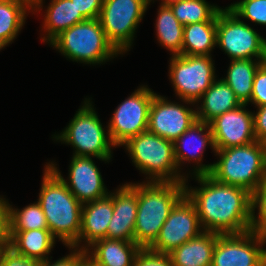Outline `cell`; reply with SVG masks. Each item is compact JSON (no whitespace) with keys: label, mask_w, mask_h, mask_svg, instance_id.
I'll return each instance as SVG.
<instances>
[{"label":"cell","mask_w":266,"mask_h":266,"mask_svg":"<svg viewBox=\"0 0 266 266\" xmlns=\"http://www.w3.org/2000/svg\"><path fill=\"white\" fill-rule=\"evenodd\" d=\"M196 104L197 120L208 124L219 115L242 105L233 90L221 78L212 83Z\"/></svg>","instance_id":"obj_21"},{"label":"cell","mask_w":266,"mask_h":266,"mask_svg":"<svg viewBox=\"0 0 266 266\" xmlns=\"http://www.w3.org/2000/svg\"><path fill=\"white\" fill-rule=\"evenodd\" d=\"M250 103L255 107L266 105V62L258 68L254 76Z\"/></svg>","instance_id":"obj_34"},{"label":"cell","mask_w":266,"mask_h":266,"mask_svg":"<svg viewBox=\"0 0 266 266\" xmlns=\"http://www.w3.org/2000/svg\"><path fill=\"white\" fill-rule=\"evenodd\" d=\"M261 266H266V254H265L264 257H263V260H262Z\"/></svg>","instance_id":"obj_45"},{"label":"cell","mask_w":266,"mask_h":266,"mask_svg":"<svg viewBox=\"0 0 266 266\" xmlns=\"http://www.w3.org/2000/svg\"><path fill=\"white\" fill-rule=\"evenodd\" d=\"M253 124L256 140L263 142L266 139V105L257 107V112H253Z\"/></svg>","instance_id":"obj_38"},{"label":"cell","mask_w":266,"mask_h":266,"mask_svg":"<svg viewBox=\"0 0 266 266\" xmlns=\"http://www.w3.org/2000/svg\"><path fill=\"white\" fill-rule=\"evenodd\" d=\"M137 217V183H127L113 191V216L107 238L134 242Z\"/></svg>","instance_id":"obj_18"},{"label":"cell","mask_w":266,"mask_h":266,"mask_svg":"<svg viewBox=\"0 0 266 266\" xmlns=\"http://www.w3.org/2000/svg\"><path fill=\"white\" fill-rule=\"evenodd\" d=\"M30 12L32 0H0V39L7 46L16 39Z\"/></svg>","instance_id":"obj_27"},{"label":"cell","mask_w":266,"mask_h":266,"mask_svg":"<svg viewBox=\"0 0 266 266\" xmlns=\"http://www.w3.org/2000/svg\"><path fill=\"white\" fill-rule=\"evenodd\" d=\"M9 230L48 229L44 212L38 202L31 203L22 209L9 204Z\"/></svg>","instance_id":"obj_30"},{"label":"cell","mask_w":266,"mask_h":266,"mask_svg":"<svg viewBox=\"0 0 266 266\" xmlns=\"http://www.w3.org/2000/svg\"><path fill=\"white\" fill-rule=\"evenodd\" d=\"M7 45L0 39V51L4 49Z\"/></svg>","instance_id":"obj_44"},{"label":"cell","mask_w":266,"mask_h":266,"mask_svg":"<svg viewBox=\"0 0 266 266\" xmlns=\"http://www.w3.org/2000/svg\"><path fill=\"white\" fill-rule=\"evenodd\" d=\"M38 197L48 229L66 247L79 249L82 204L62 179L45 165Z\"/></svg>","instance_id":"obj_2"},{"label":"cell","mask_w":266,"mask_h":266,"mask_svg":"<svg viewBox=\"0 0 266 266\" xmlns=\"http://www.w3.org/2000/svg\"><path fill=\"white\" fill-rule=\"evenodd\" d=\"M49 45L73 62L90 65L103 64L120 54L108 41L98 18L62 31Z\"/></svg>","instance_id":"obj_7"},{"label":"cell","mask_w":266,"mask_h":266,"mask_svg":"<svg viewBox=\"0 0 266 266\" xmlns=\"http://www.w3.org/2000/svg\"><path fill=\"white\" fill-rule=\"evenodd\" d=\"M44 13L42 28L45 34L41 39L48 44L62 31L86 20L71 0H51Z\"/></svg>","instance_id":"obj_24"},{"label":"cell","mask_w":266,"mask_h":266,"mask_svg":"<svg viewBox=\"0 0 266 266\" xmlns=\"http://www.w3.org/2000/svg\"><path fill=\"white\" fill-rule=\"evenodd\" d=\"M217 21L187 24L183 28L182 55L211 56L216 47Z\"/></svg>","instance_id":"obj_26"},{"label":"cell","mask_w":266,"mask_h":266,"mask_svg":"<svg viewBox=\"0 0 266 266\" xmlns=\"http://www.w3.org/2000/svg\"><path fill=\"white\" fill-rule=\"evenodd\" d=\"M185 195L184 182L137 183V217L134 242L149 248L176 203Z\"/></svg>","instance_id":"obj_3"},{"label":"cell","mask_w":266,"mask_h":266,"mask_svg":"<svg viewBox=\"0 0 266 266\" xmlns=\"http://www.w3.org/2000/svg\"><path fill=\"white\" fill-rule=\"evenodd\" d=\"M140 249L135 242L103 238L95 241L85 252L93 266H133Z\"/></svg>","instance_id":"obj_20"},{"label":"cell","mask_w":266,"mask_h":266,"mask_svg":"<svg viewBox=\"0 0 266 266\" xmlns=\"http://www.w3.org/2000/svg\"><path fill=\"white\" fill-rule=\"evenodd\" d=\"M8 245H9V242H0V264H1L3 252L5 251Z\"/></svg>","instance_id":"obj_41"},{"label":"cell","mask_w":266,"mask_h":266,"mask_svg":"<svg viewBox=\"0 0 266 266\" xmlns=\"http://www.w3.org/2000/svg\"><path fill=\"white\" fill-rule=\"evenodd\" d=\"M148 6L145 0H104L98 19L108 41L120 54L130 50Z\"/></svg>","instance_id":"obj_10"},{"label":"cell","mask_w":266,"mask_h":266,"mask_svg":"<svg viewBox=\"0 0 266 266\" xmlns=\"http://www.w3.org/2000/svg\"><path fill=\"white\" fill-rule=\"evenodd\" d=\"M43 1L44 0H32L34 13L40 12L43 9Z\"/></svg>","instance_id":"obj_40"},{"label":"cell","mask_w":266,"mask_h":266,"mask_svg":"<svg viewBox=\"0 0 266 266\" xmlns=\"http://www.w3.org/2000/svg\"><path fill=\"white\" fill-rule=\"evenodd\" d=\"M155 94L147 85H141L114 110L107 126L116 147L148 130L149 110Z\"/></svg>","instance_id":"obj_11"},{"label":"cell","mask_w":266,"mask_h":266,"mask_svg":"<svg viewBox=\"0 0 266 266\" xmlns=\"http://www.w3.org/2000/svg\"><path fill=\"white\" fill-rule=\"evenodd\" d=\"M161 1L162 2L160 4L168 6V5H171L173 3L180 2L182 0H161Z\"/></svg>","instance_id":"obj_42"},{"label":"cell","mask_w":266,"mask_h":266,"mask_svg":"<svg viewBox=\"0 0 266 266\" xmlns=\"http://www.w3.org/2000/svg\"><path fill=\"white\" fill-rule=\"evenodd\" d=\"M203 231L194 204L184 195L170 211L157 239L149 249L169 254Z\"/></svg>","instance_id":"obj_12"},{"label":"cell","mask_w":266,"mask_h":266,"mask_svg":"<svg viewBox=\"0 0 266 266\" xmlns=\"http://www.w3.org/2000/svg\"><path fill=\"white\" fill-rule=\"evenodd\" d=\"M8 242L17 253L45 261L49 259L56 239L49 229L9 230Z\"/></svg>","instance_id":"obj_23"},{"label":"cell","mask_w":266,"mask_h":266,"mask_svg":"<svg viewBox=\"0 0 266 266\" xmlns=\"http://www.w3.org/2000/svg\"><path fill=\"white\" fill-rule=\"evenodd\" d=\"M216 46L232 59H266V39L228 7L217 14Z\"/></svg>","instance_id":"obj_9"},{"label":"cell","mask_w":266,"mask_h":266,"mask_svg":"<svg viewBox=\"0 0 266 266\" xmlns=\"http://www.w3.org/2000/svg\"><path fill=\"white\" fill-rule=\"evenodd\" d=\"M227 7L240 19L266 26V0H241Z\"/></svg>","instance_id":"obj_32"},{"label":"cell","mask_w":266,"mask_h":266,"mask_svg":"<svg viewBox=\"0 0 266 266\" xmlns=\"http://www.w3.org/2000/svg\"><path fill=\"white\" fill-rule=\"evenodd\" d=\"M149 5H150V3L153 1V3H154V0H145Z\"/></svg>","instance_id":"obj_47"},{"label":"cell","mask_w":266,"mask_h":266,"mask_svg":"<svg viewBox=\"0 0 266 266\" xmlns=\"http://www.w3.org/2000/svg\"><path fill=\"white\" fill-rule=\"evenodd\" d=\"M169 64L168 73L175 94L193 107L217 79L212 56L173 55Z\"/></svg>","instance_id":"obj_8"},{"label":"cell","mask_w":266,"mask_h":266,"mask_svg":"<svg viewBox=\"0 0 266 266\" xmlns=\"http://www.w3.org/2000/svg\"><path fill=\"white\" fill-rule=\"evenodd\" d=\"M208 145L215 153L216 148L210 125L197 120L173 142L179 171H181L182 164L193 162L196 164L193 168V176L209 174L213 164H202L203 153Z\"/></svg>","instance_id":"obj_17"},{"label":"cell","mask_w":266,"mask_h":266,"mask_svg":"<svg viewBox=\"0 0 266 266\" xmlns=\"http://www.w3.org/2000/svg\"><path fill=\"white\" fill-rule=\"evenodd\" d=\"M264 149H265V155H266V139L263 141Z\"/></svg>","instance_id":"obj_46"},{"label":"cell","mask_w":266,"mask_h":266,"mask_svg":"<svg viewBox=\"0 0 266 266\" xmlns=\"http://www.w3.org/2000/svg\"><path fill=\"white\" fill-rule=\"evenodd\" d=\"M196 121V110L154 95L149 110V132L174 142Z\"/></svg>","instance_id":"obj_15"},{"label":"cell","mask_w":266,"mask_h":266,"mask_svg":"<svg viewBox=\"0 0 266 266\" xmlns=\"http://www.w3.org/2000/svg\"><path fill=\"white\" fill-rule=\"evenodd\" d=\"M200 187L184 182L185 195L194 204L204 231L219 235L250 231L252 194L241 187L225 185L208 174L195 175Z\"/></svg>","instance_id":"obj_1"},{"label":"cell","mask_w":266,"mask_h":266,"mask_svg":"<svg viewBox=\"0 0 266 266\" xmlns=\"http://www.w3.org/2000/svg\"><path fill=\"white\" fill-rule=\"evenodd\" d=\"M122 146L134 166L147 176V182H185L189 177L179 171L172 141L147 130Z\"/></svg>","instance_id":"obj_5"},{"label":"cell","mask_w":266,"mask_h":266,"mask_svg":"<svg viewBox=\"0 0 266 266\" xmlns=\"http://www.w3.org/2000/svg\"><path fill=\"white\" fill-rule=\"evenodd\" d=\"M218 161L208 174L215 181L241 187L251 194L266 178V155L263 142L216 149Z\"/></svg>","instance_id":"obj_4"},{"label":"cell","mask_w":266,"mask_h":266,"mask_svg":"<svg viewBox=\"0 0 266 266\" xmlns=\"http://www.w3.org/2000/svg\"><path fill=\"white\" fill-rule=\"evenodd\" d=\"M92 158L95 157L73 155L69 165L68 180L62 176L56 167L57 164L54 162L47 163L82 205L102 199L110 193L107 191L101 172Z\"/></svg>","instance_id":"obj_14"},{"label":"cell","mask_w":266,"mask_h":266,"mask_svg":"<svg viewBox=\"0 0 266 266\" xmlns=\"http://www.w3.org/2000/svg\"><path fill=\"white\" fill-rule=\"evenodd\" d=\"M80 266H93L87 259Z\"/></svg>","instance_id":"obj_43"},{"label":"cell","mask_w":266,"mask_h":266,"mask_svg":"<svg viewBox=\"0 0 266 266\" xmlns=\"http://www.w3.org/2000/svg\"><path fill=\"white\" fill-rule=\"evenodd\" d=\"M71 2L85 19H96L99 17L104 0H71Z\"/></svg>","instance_id":"obj_37"},{"label":"cell","mask_w":266,"mask_h":266,"mask_svg":"<svg viewBox=\"0 0 266 266\" xmlns=\"http://www.w3.org/2000/svg\"><path fill=\"white\" fill-rule=\"evenodd\" d=\"M82 104L64 130L54 134L53 138L72 145L74 156L95 157L105 163L110 162L111 149L116 146L110 138L108 126L103 128L90 98H85Z\"/></svg>","instance_id":"obj_6"},{"label":"cell","mask_w":266,"mask_h":266,"mask_svg":"<svg viewBox=\"0 0 266 266\" xmlns=\"http://www.w3.org/2000/svg\"><path fill=\"white\" fill-rule=\"evenodd\" d=\"M266 59H232L223 79L242 104H249L254 76Z\"/></svg>","instance_id":"obj_25"},{"label":"cell","mask_w":266,"mask_h":266,"mask_svg":"<svg viewBox=\"0 0 266 266\" xmlns=\"http://www.w3.org/2000/svg\"><path fill=\"white\" fill-rule=\"evenodd\" d=\"M156 36L162 47L170 51L171 55H182L183 28L171 8L160 5L157 11Z\"/></svg>","instance_id":"obj_28"},{"label":"cell","mask_w":266,"mask_h":266,"mask_svg":"<svg viewBox=\"0 0 266 266\" xmlns=\"http://www.w3.org/2000/svg\"><path fill=\"white\" fill-rule=\"evenodd\" d=\"M41 263L42 261L38 259L17 253L8 245L3 252L0 266H41Z\"/></svg>","instance_id":"obj_35"},{"label":"cell","mask_w":266,"mask_h":266,"mask_svg":"<svg viewBox=\"0 0 266 266\" xmlns=\"http://www.w3.org/2000/svg\"><path fill=\"white\" fill-rule=\"evenodd\" d=\"M252 216L250 231L266 239V178L252 193ZM257 209V214H255ZM258 215V216H257Z\"/></svg>","instance_id":"obj_31"},{"label":"cell","mask_w":266,"mask_h":266,"mask_svg":"<svg viewBox=\"0 0 266 266\" xmlns=\"http://www.w3.org/2000/svg\"><path fill=\"white\" fill-rule=\"evenodd\" d=\"M133 266H173L170 254L157 253L149 248H141Z\"/></svg>","instance_id":"obj_33"},{"label":"cell","mask_w":266,"mask_h":266,"mask_svg":"<svg viewBox=\"0 0 266 266\" xmlns=\"http://www.w3.org/2000/svg\"><path fill=\"white\" fill-rule=\"evenodd\" d=\"M112 216L113 192L102 199L82 205L79 250L85 251L95 241L107 238V229Z\"/></svg>","instance_id":"obj_19"},{"label":"cell","mask_w":266,"mask_h":266,"mask_svg":"<svg viewBox=\"0 0 266 266\" xmlns=\"http://www.w3.org/2000/svg\"><path fill=\"white\" fill-rule=\"evenodd\" d=\"M217 233L203 231L170 252L173 266H211Z\"/></svg>","instance_id":"obj_22"},{"label":"cell","mask_w":266,"mask_h":266,"mask_svg":"<svg viewBox=\"0 0 266 266\" xmlns=\"http://www.w3.org/2000/svg\"><path fill=\"white\" fill-rule=\"evenodd\" d=\"M265 244L266 239L252 231L218 235L211 266H261Z\"/></svg>","instance_id":"obj_13"},{"label":"cell","mask_w":266,"mask_h":266,"mask_svg":"<svg viewBox=\"0 0 266 266\" xmlns=\"http://www.w3.org/2000/svg\"><path fill=\"white\" fill-rule=\"evenodd\" d=\"M242 104L212 120L209 125L216 149L243 146L256 141L253 112Z\"/></svg>","instance_id":"obj_16"},{"label":"cell","mask_w":266,"mask_h":266,"mask_svg":"<svg viewBox=\"0 0 266 266\" xmlns=\"http://www.w3.org/2000/svg\"><path fill=\"white\" fill-rule=\"evenodd\" d=\"M71 251L68 255L59 258L53 263L50 259L42 261L41 266H80L86 259V252L84 250H79L75 248H69ZM52 263V264H51Z\"/></svg>","instance_id":"obj_36"},{"label":"cell","mask_w":266,"mask_h":266,"mask_svg":"<svg viewBox=\"0 0 266 266\" xmlns=\"http://www.w3.org/2000/svg\"><path fill=\"white\" fill-rule=\"evenodd\" d=\"M168 6L183 26L191 23L217 21V14L222 9L206 0H182Z\"/></svg>","instance_id":"obj_29"},{"label":"cell","mask_w":266,"mask_h":266,"mask_svg":"<svg viewBox=\"0 0 266 266\" xmlns=\"http://www.w3.org/2000/svg\"><path fill=\"white\" fill-rule=\"evenodd\" d=\"M9 202L0 196V242L9 240Z\"/></svg>","instance_id":"obj_39"}]
</instances>
